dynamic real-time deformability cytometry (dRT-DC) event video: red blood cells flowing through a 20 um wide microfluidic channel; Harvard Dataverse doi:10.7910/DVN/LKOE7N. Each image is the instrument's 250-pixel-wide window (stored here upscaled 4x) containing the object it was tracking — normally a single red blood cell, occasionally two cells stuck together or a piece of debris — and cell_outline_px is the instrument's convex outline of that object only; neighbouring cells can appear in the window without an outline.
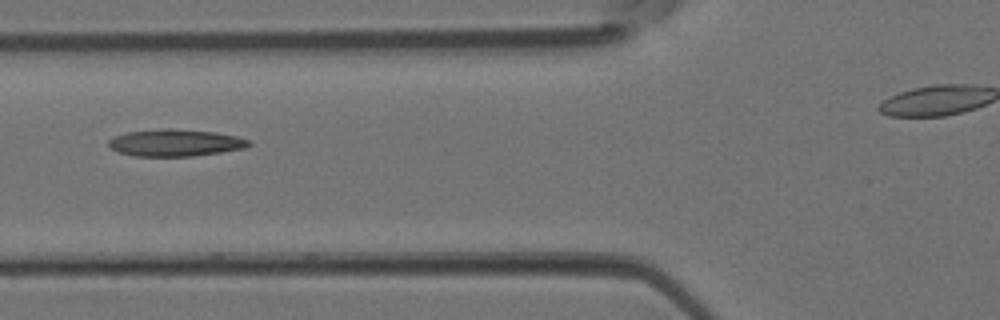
{"species": "Egyptian fruit bat (a non-hibernating species)", "species_latin": "Rousettus aegyptiacus", "temperature_condition": "room temperature", "stored_images_in_passage": 4, "camera_frame_rate_fps": 3000, "um_per_image_px": 0.085, "animal": {"sex": "female"}, "frame": {"image": 1, "passage_image": 4, "time_ms": 1.0, "image_size_px": [1000, 320], "cell_outline_px": [[252, 144], [244, 148], [220, 152], [192, 156], [136, 156], [120, 152], [112, 148], [108, 144], [108, 140], [116, 136], [128, 132], [164, 128], [172, 128], [216, 132], [236, 136], [248, 140]], "centroid_in_image_um": [14.92, 12.13], "position_along_channel_um": 110.9, "area_um2": 21.85}}